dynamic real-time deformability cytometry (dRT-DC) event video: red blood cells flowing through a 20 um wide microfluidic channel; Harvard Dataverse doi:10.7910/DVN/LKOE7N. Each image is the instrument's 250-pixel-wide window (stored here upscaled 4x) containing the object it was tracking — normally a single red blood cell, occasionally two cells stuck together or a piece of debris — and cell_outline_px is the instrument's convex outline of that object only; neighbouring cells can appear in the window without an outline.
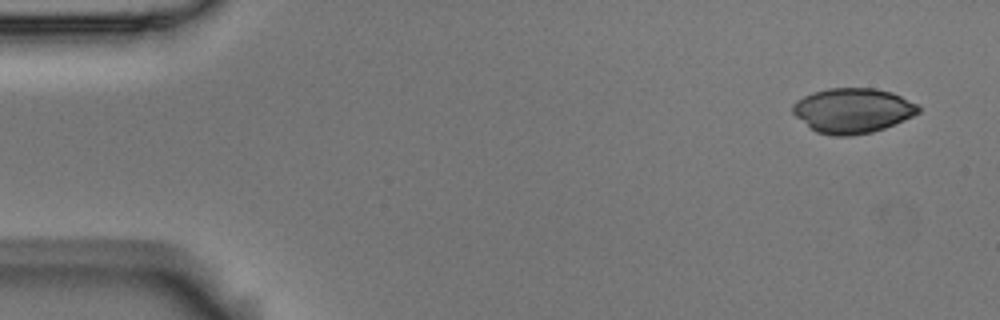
{"species": "Egyptian fruit bat (a non-hibernating species)", "species_latin": "Rousettus aegyptiacus", "temperature_condition": "room temperature", "stored_images_in_passage": 4, "camera_frame_rate_fps": 3000, "um_per_image_px": 0.085, "animal": {"sex": "male"}, "frame": {"image": 1, "passage_image": 1, "time_ms": 0.0, "image_size_px": [1000, 320], "cell_outline_px": [[920, 112], [904, 120], [884, 128], [872, 132], [852, 136], [836, 136], [816, 132], [796, 116], [792, 112], [792, 104], [796, 100], [812, 92], [828, 88], [876, 88], [892, 92], [916, 104], [920, 108]], "centroid_in_image_um": [72.46, 9.39], "position_along_channel_um": 12.5, "area_um2": 32.83}}
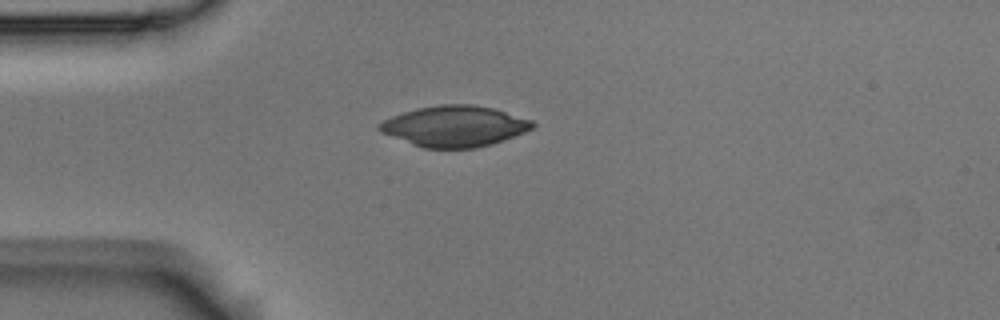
{"frame": {"image": 2, "passage_image": 4, "time_ms": 1.0, "image_size_px": [1000, 320], "cell_outline_px": [[536, 124], [532, 128], [524, 132], [504, 140], [492, 144], [476, 148], [424, 148], [412, 144], [380, 132], [376, 128], [384, 120], [392, 116], [416, 108], [440, 104], [472, 104], [492, 108], [532, 120]], "centroid_in_image_um": [38.63, 10.73], "position_along_channel_um": 46.4, "area_um2": 36.3}}